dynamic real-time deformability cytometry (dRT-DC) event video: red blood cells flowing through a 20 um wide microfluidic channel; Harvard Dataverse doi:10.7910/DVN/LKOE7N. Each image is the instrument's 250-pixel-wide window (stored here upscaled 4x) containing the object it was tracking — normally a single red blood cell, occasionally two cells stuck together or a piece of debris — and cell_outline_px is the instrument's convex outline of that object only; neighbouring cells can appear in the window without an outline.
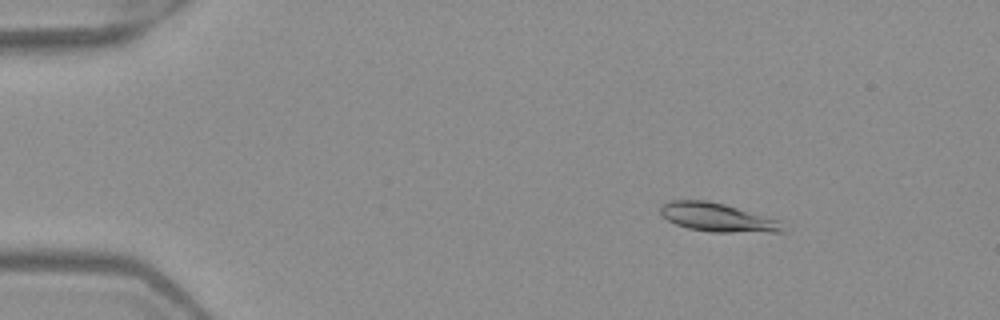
{"species": "Egyptian fruit bat (a non-hibernating species)", "species_latin": "Rousettus aegyptiacus", "temperature_condition": "warm", "stored_images_in_passage": 4, "camera_frame_rate_fps": 3000, "um_per_image_px": 0.085, "frame": {"image": 1, "passage_image": 2, "time_ms": 0.333, "image_size_px": [1000, 320], "cell_outline_px": [[784, 232], [712, 232], [688, 228], [676, 224], [668, 220], [660, 212], [660, 204], [672, 200], [708, 200], [724, 204], [780, 220]], "centroid_in_image_um": [60.96, 18.47], "position_along_channel_um": 24.0, "area_um2": 20.29}}